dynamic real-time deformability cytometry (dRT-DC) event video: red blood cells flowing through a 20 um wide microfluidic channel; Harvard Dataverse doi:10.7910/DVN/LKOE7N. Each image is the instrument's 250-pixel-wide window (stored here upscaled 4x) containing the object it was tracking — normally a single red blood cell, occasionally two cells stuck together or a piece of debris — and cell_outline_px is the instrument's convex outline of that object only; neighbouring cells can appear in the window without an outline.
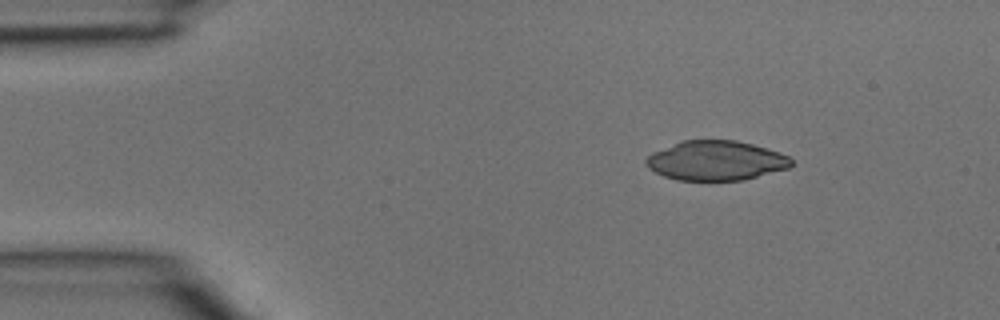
{"species": "common noctule bat (a hibernating species)", "species_latin": "Nyctalus noctula", "temperature_condition": "room temperature", "stored_images_in_passage": 5, "camera_frame_rate_fps": 3000, "um_per_image_px": 0.085, "animal": {"sex": "male", "body_mass_g": 15.6}, "frame": {"image": 1, "passage_image": 5, "time_ms": 1.333, "image_size_px": [1000, 320], "cell_outline_px": [[792, 164], [788, 168], [740, 180], [676, 180], [664, 176], [648, 168], [644, 164], [644, 160], [652, 152], [684, 140], [736, 140], [768, 148], [780, 152], [788, 156], [792, 160]], "centroid_in_image_um": [60.83, 13.64], "position_along_channel_um": 24.2, "area_um2": 33.35}}